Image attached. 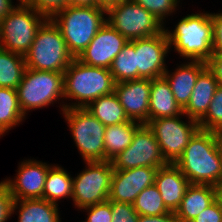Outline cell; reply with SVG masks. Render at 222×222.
I'll return each instance as SVG.
<instances>
[{
    "label": "cell",
    "mask_w": 222,
    "mask_h": 222,
    "mask_svg": "<svg viewBox=\"0 0 222 222\" xmlns=\"http://www.w3.org/2000/svg\"><path fill=\"white\" fill-rule=\"evenodd\" d=\"M216 200L215 187L209 184H190L175 211L177 222H190Z\"/></svg>",
    "instance_id": "cell-21"
},
{
    "label": "cell",
    "mask_w": 222,
    "mask_h": 222,
    "mask_svg": "<svg viewBox=\"0 0 222 222\" xmlns=\"http://www.w3.org/2000/svg\"><path fill=\"white\" fill-rule=\"evenodd\" d=\"M18 164L17 174L4 179L13 200L43 199L46 176L54 164L34 158L23 159Z\"/></svg>",
    "instance_id": "cell-14"
},
{
    "label": "cell",
    "mask_w": 222,
    "mask_h": 222,
    "mask_svg": "<svg viewBox=\"0 0 222 222\" xmlns=\"http://www.w3.org/2000/svg\"><path fill=\"white\" fill-rule=\"evenodd\" d=\"M28 0H16L17 3H26Z\"/></svg>",
    "instance_id": "cell-46"
},
{
    "label": "cell",
    "mask_w": 222,
    "mask_h": 222,
    "mask_svg": "<svg viewBox=\"0 0 222 222\" xmlns=\"http://www.w3.org/2000/svg\"><path fill=\"white\" fill-rule=\"evenodd\" d=\"M152 80L135 79L115 83L114 93L129 120L146 124L149 121V102Z\"/></svg>",
    "instance_id": "cell-17"
},
{
    "label": "cell",
    "mask_w": 222,
    "mask_h": 222,
    "mask_svg": "<svg viewBox=\"0 0 222 222\" xmlns=\"http://www.w3.org/2000/svg\"><path fill=\"white\" fill-rule=\"evenodd\" d=\"M133 207L139 215H163L170 211L166 208L155 184L146 187L136 197Z\"/></svg>",
    "instance_id": "cell-30"
},
{
    "label": "cell",
    "mask_w": 222,
    "mask_h": 222,
    "mask_svg": "<svg viewBox=\"0 0 222 222\" xmlns=\"http://www.w3.org/2000/svg\"><path fill=\"white\" fill-rule=\"evenodd\" d=\"M138 5H141L151 14H153L164 26H167L166 19L173 14H177L180 1L182 0H133ZM176 12V13H175Z\"/></svg>",
    "instance_id": "cell-31"
},
{
    "label": "cell",
    "mask_w": 222,
    "mask_h": 222,
    "mask_svg": "<svg viewBox=\"0 0 222 222\" xmlns=\"http://www.w3.org/2000/svg\"><path fill=\"white\" fill-rule=\"evenodd\" d=\"M172 28L174 29L164 26L170 49L177 52L183 59L207 62L213 55L210 12L199 10L187 14L181 17Z\"/></svg>",
    "instance_id": "cell-1"
},
{
    "label": "cell",
    "mask_w": 222,
    "mask_h": 222,
    "mask_svg": "<svg viewBox=\"0 0 222 222\" xmlns=\"http://www.w3.org/2000/svg\"><path fill=\"white\" fill-rule=\"evenodd\" d=\"M27 5L43 14L46 18H51L58 11L65 9L69 5L68 0H28Z\"/></svg>",
    "instance_id": "cell-34"
},
{
    "label": "cell",
    "mask_w": 222,
    "mask_h": 222,
    "mask_svg": "<svg viewBox=\"0 0 222 222\" xmlns=\"http://www.w3.org/2000/svg\"><path fill=\"white\" fill-rule=\"evenodd\" d=\"M61 114L83 161H104L106 126L85 108H65Z\"/></svg>",
    "instance_id": "cell-8"
},
{
    "label": "cell",
    "mask_w": 222,
    "mask_h": 222,
    "mask_svg": "<svg viewBox=\"0 0 222 222\" xmlns=\"http://www.w3.org/2000/svg\"><path fill=\"white\" fill-rule=\"evenodd\" d=\"M107 22L127 40L146 38L164 31V24L133 0H126L107 10Z\"/></svg>",
    "instance_id": "cell-10"
},
{
    "label": "cell",
    "mask_w": 222,
    "mask_h": 222,
    "mask_svg": "<svg viewBox=\"0 0 222 222\" xmlns=\"http://www.w3.org/2000/svg\"><path fill=\"white\" fill-rule=\"evenodd\" d=\"M112 222H138L139 214L135 211L133 204L111 201Z\"/></svg>",
    "instance_id": "cell-33"
},
{
    "label": "cell",
    "mask_w": 222,
    "mask_h": 222,
    "mask_svg": "<svg viewBox=\"0 0 222 222\" xmlns=\"http://www.w3.org/2000/svg\"><path fill=\"white\" fill-rule=\"evenodd\" d=\"M154 184L159 190L166 208L175 213L190 182L175 164L168 163L158 169Z\"/></svg>",
    "instance_id": "cell-19"
},
{
    "label": "cell",
    "mask_w": 222,
    "mask_h": 222,
    "mask_svg": "<svg viewBox=\"0 0 222 222\" xmlns=\"http://www.w3.org/2000/svg\"><path fill=\"white\" fill-rule=\"evenodd\" d=\"M199 129L212 131L222 125V86H219L205 116L198 122Z\"/></svg>",
    "instance_id": "cell-32"
},
{
    "label": "cell",
    "mask_w": 222,
    "mask_h": 222,
    "mask_svg": "<svg viewBox=\"0 0 222 222\" xmlns=\"http://www.w3.org/2000/svg\"><path fill=\"white\" fill-rule=\"evenodd\" d=\"M126 0H96V6L108 10L110 7L117 5Z\"/></svg>",
    "instance_id": "cell-43"
},
{
    "label": "cell",
    "mask_w": 222,
    "mask_h": 222,
    "mask_svg": "<svg viewBox=\"0 0 222 222\" xmlns=\"http://www.w3.org/2000/svg\"><path fill=\"white\" fill-rule=\"evenodd\" d=\"M58 27L69 52L77 58L107 22V10L98 6H67L50 18Z\"/></svg>",
    "instance_id": "cell-4"
},
{
    "label": "cell",
    "mask_w": 222,
    "mask_h": 222,
    "mask_svg": "<svg viewBox=\"0 0 222 222\" xmlns=\"http://www.w3.org/2000/svg\"><path fill=\"white\" fill-rule=\"evenodd\" d=\"M85 109L105 126H112L129 121L114 92L109 95L100 96L98 99L92 101Z\"/></svg>",
    "instance_id": "cell-26"
},
{
    "label": "cell",
    "mask_w": 222,
    "mask_h": 222,
    "mask_svg": "<svg viewBox=\"0 0 222 222\" xmlns=\"http://www.w3.org/2000/svg\"><path fill=\"white\" fill-rule=\"evenodd\" d=\"M63 75L65 108H86L100 96L114 92L110 69L88 66L75 58Z\"/></svg>",
    "instance_id": "cell-3"
},
{
    "label": "cell",
    "mask_w": 222,
    "mask_h": 222,
    "mask_svg": "<svg viewBox=\"0 0 222 222\" xmlns=\"http://www.w3.org/2000/svg\"><path fill=\"white\" fill-rule=\"evenodd\" d=\"M215 192H216V200L218 201L221 209H222V182L215 185Z\"/></svg>",
    "instance_id": "cell-45"
},
{
    "label": "cell",
    "mask_w": 222,
    "mask_h": 222,
    "mask_svg": "<svg viewBox=\"0 0 222 222\" xmlns=\"http://www.w3.org/2000/svg\"><path fill=\"white\" fill-rule=\"evenodd\" d=\"M13 201L8 185L4 180L0 181V222H7L14 217L12 216Z\"/></svg>",
    "instance_id": "cell-36"
},
{
    "label": "cell",
    "mask_w": 222,
    "mask_h": 222,
    "mask_svg": "<svg viewBox=\"0 0 222 222\" xmlns=\"http://www.w3.org/2000/svg\"><path fill=\"white\" fill-rule=\"evenodd\" d=\"M213 55H222V12H211Z\"/></svg>",
    "instance_id": "cell-37"
},
{
    "label": "cell",
    "mask_w": 222,
    "mask_h": 222,
    "mask_svg": "<svg viewBox=\"0 0 222 222\" xmlns=\"http://www.w3.org/2000/svg\"><path fill=\"white\" fill-rule=\"evenodd\" d=\"M190 222H222V209L218 201L215 200Z\"/></svg>",
    "instance_id": "cell-38"
},
{
    "label": "cell",
    "mask_w": 222,
    "mask_h": 222,
    "mask_svg": "<svg viewBox=\"0 0 222 222\" xmlns=\"http://www.w3.org/2000/svg\"><path fill=\"white\" fill-rule=\"evenodd\" d=\"M47 18L26 3H18L0 20V48L25 55Z\"/></svg>",
    "instance_id": "cell-7"
},
{
    "label": "cell",
    "mask_w": 222,
    "mask_h": 222,
    "mask_svg": "<svg viewBox=\"0 0 222 222\" xmlns=\"http://www.w3.org/2000/svg\"><path fill=\"white\" fill-rule=\"evenodd\" d=\"M15 0H0V20L17 4Z\"/></svg>",
    "instance_id": "cell-42"
},
{
    "label": "cell",
    "mask_w": 222,
    "mask_h": 222,
    "mask_svg": "<svg viewBox=\"0 0 222 222\" xmlns=\"http://www.w3.org/2000/svg\"><path fill=\"white\" fill-rule=\"evenodd\" d=\"M115 83L136 79L135 40L128 41L110 67Z\"/></svg>",
    "instance_id": "cell-29"
},
{
    "label": "cell",
    "mask_w": 222,
    "mask_h": 222,
    "mask_svg": "<svg viewBox=\"0 0 222 222\" xmlns=\"http://www.w3.org/2000/svg\"><path fill=\"white\" fill-rule=\"evenodd\" d=\"M128 41L106 22L76 59L88 66L110 69L113 60Z\"/></svg>",
    "instance_id": "cell-15"
},
{
    "label": "cell",
    "mask_w": 222,
    "mask_h": 222,
    "mask_svg": "<svg viewBox=\"0 0 222 222\" xmlns=\"http://www.w3.org/2000/svg\"><path fill=\"white\" fill-rule=\"evenodd\" d=\"M69 6H96V0H68Z\"/></svg>",
    "instance_id": "cell-44"
},
{
    "label": "cell",
    "mask_w": 222,
    "mask_h": 222,
    "mask_svg": "<svg viewBox=\"0 0 222 222\" xmlns=\"http://www.w3.org/2000/svg\"><path fill=\"white\" fill-rule=\"evenodd\" d=\"M157 171L158 168L154 167L114 169L109 200L133 204L142 190L154 184Z\"/></svg>",
    "instance_id": "cell-16"
},
{
    "label": "cell",
    "mask_w": 222,
    "mask_h": 222,
    "mask_svg": "<svg viewBox=\"0 0 222 222\" xmlns=\"http://www.w3.org/2000/svg\"><path fill=\"white\" fill-rule=\"evenodd\" d=\"M215 140L216 148L222 156V125L211 131Z\"/></svg>",
    "instance_id": "cell-41"
},
{
    "label": "cell",
    "mask_w": 222,
    "mask_h": 222,
    "mask_svg": "<svg viewBox=\"0 0 222 222\" xmlns=\"http://www.w3.org/2000/svg\"><path fill=\"white\" fill-rule=\"evenodd\" d=\"M16 91L20 108L26 117L30 111L42 110L49 105L54 106V103L60 105L57 106L61 108L60 112L65 109L64 75L61 72L26 68Z\"/></svg>",
    "instance_id": "cell-5"
},
{
    "label": "cell",
    "mask_w": 222,
    "mask_h": 222,
    "mask_svg": "<svg viewBox=\"0 0 222 222\" xmlns=\"http://www.w3.org/2000/svg\"><path fill=\"white\" fill-rule=\"evenodd\" d=\"M146 125L153 132L163 158L167 163L172 164L182 155L190 138L199 129L198 122L190 119L184 113L176 117L153 119Z\"/></svg>",
    "instance_id": "cell-11"
},
{
    "label": "cell",
    "mask_w": 222,
    "mask_h": 222,
    "mask_svg": "<svg viewBox=\"0 0 222 222\" xmlns=\"http://www.w3.org/2000/svg\"><path fill=\"white\" fill-rule=\"evenodd\" d=\"M219 87L214 74L206 67L197 77L194 89L183 113L199 122L208 111L209 105Z\"/></svg>",
    "instance_id": "cell-20"
},
{
    "label": "cell",
    "mask_w": 222,
    "mask_h": 222,
    "mask_svg": "<svg viewBox=\"0 0 222 222\" xmlns=\"http://www.w3.org/2000/svg\"><path fill=\"white\" fill-rule=\"evenodd\" d=\"M142 123L129 120L125 123L105 127L104 161L113 160L120 152L130 146L134 134Z\"/></svg>",
    "instance_id": "cell-24"
},
{
    "label": "cell",
    "mask_w": 222,
    "mask_h": 222,
    "mask_svg": "<svg viewBox=\"0 0 222 222\" xmlns=\"http://www.w3.org/2000/svg\"><path fill=\"white\" fill-rule=\"evenodd\" d=\"M113 168L128 170L137 167L161 168L168 163L163 158L153 132L143 124L134 134L129 147L111 160Z\"/></svg>",
    "instance_id": "cell-12"
},
{
    "label": "cell",
    "mask_w": 222,
    "mask_h": 222,
    "mask_svg": "<svg viewBox=\"0 0 222 222\" xmlns=\"http://www.w3.org/2000/svg\"><path fill=\"white\" fill-rule=\"evenodd\" d=\"M174 164L190 184L215 186L222 182V156L211 131L198 129Z\"/></svg>",
    "instance_id": "cell-2"
},
{
    "label": "cell",
    "mask_w": 222,
    "mask_h": 222,
    "mask_svg": "<svg viewBox=\"0 0 222 222\" xmlns=\"http://www.w3.org/2000/svg\"><path fill=\"white\" fill-rule=\"evenodd\" d=\"M184 61L180 65L176 64L177 68L174 67V72L167 68L163 75L168 81L175 100L182 110L190 100L197 77L207 67L206 62L203 61Z\"/></svg>",
    "instance_id": "cell-18"
},
{
    "label": "cell",
    "mask_w": 222,
    "mask_h": 222,
    "mask_svg": "<svg viewBox=\"0 0 222 222\" xmlns=\"http://www.w3.org/2000/svg\"><path fill=\"white\" fill-rule=\"evenodd\" d=\"M24 58L26 68L61 73L75 59L69 52L62 33L50 18L38 28Z\"/></svg>",
    "instance_id": "cell-6"
},
{
    "label": "cell",
    "mask_w": 222,
    "mask_h": 222,
    "mask_svg": "<svg viewBox=\"0 0 222 222\" xmlns=\"http://www.w3.org/2000/svg\"><path fill=\"white\" fill-rule=\"evenodd\" d=\"M206 64L207 68L214 74L219 86H222V55H212Z\"/></svg>",
    "instance_id": "cell-39"
},
{
    "label": "cell",
    "mask_w": 222,
    "mask_h": 222,
    "mask_svg": "<svg viewBox=\"0 0 222 222\" xmlns=\"http://www.w3.org/2000/svg\"><path fill=\"white\" fill-rule=\"evenodd\" d=\"M170 45L165 31L158 35L135 40L136 79L162 77L168 66L166 58Z\"/></svg>",
    "instance_id": "cell-13"
},
{
    "label": "cell",
    "mask_w": 222,
    "mask_h": 222,
    "mask_svg": "<svg viewBox=\"0 0 222 222\" xmlns=\"http://www.w3.org/2000/svg\"><path fill=\"white\" fill-rule=\"evenodd\" d=\"M59 205L45 199L14 200L12 215L18 214L17 222H62Z\"/></svg>",
    "instance_id": "cell-23"
},
{
    "label": "cell",
    "mask_w": 222,
    "mask_h": 222,
    "mask_svg": "<svg viewBox=\"0 0 222 222\" xmlns=\"http://www.w3.org/2000/svg\"><path fill=\"white\" fill-rule=\"evenodd\" d=\"M24 120L26 116L20 108L17 91L0 87V139Z\"/></svg>",
    "instance_id": "cell-27"
},
{
    "label": "cell",
    "mask_w": 222,
    "mask_h": 222,
    "mask_svg": "<svg viewBox=\"0 0 222 222\" xmlns=\"http://www.w3.org/2000/svg\"><path fill=\"white\" fill-rule=\"evenodd\" d=\"M138 222H177V219L174 212H169L154 216L139 215Z\"/></svg>",
    "instance_id": "cell-40"
},
{
    "label": "cell",
    "mask_w": 222,
    "mask_h": 222,
    "mask_svg": "<svg viewBox=\"0 0 222 222\" xmlns=\"http://www.w3.org/2000/svg\"><path fill=\"white\" fill-rule=\"evenodd\" d=\"M183 110L177 104L171 87L164 76L152 79L149 102V121L163 117H176Z\"/></svg>",
    "instance_id": "cell-22"
},
{
    "label": "cell",
    "mask_w": 222,
    "mask_h": 222,
    "mask_svg": "<svg viewBox=\"0 0 222 222\" xmlns=\"http://www.w3.org/2000/svg\"><path fill=\"white\" fill-rule=\"evenodd\" d=\"M26 69L24 55L0 48V87L15 89Z\"/></svg>",
    "instance_id": "cell-28"
},
{
    "label": "cell",
    "mask_w": 222,
    "mask_h": 222,
    "mask_svg": "<svg viewBox=\"0 0 222 222\" xmlns=\"http://www.w3.org/2000/svg\"><path fill=\"white\" fill-rule=\"evenodd\" d=\"M64 167L55 164L48 170L43 199L59 205L62 199H72L73 179Z\"/></svg>",
    "instance_id": "cell-25"
},
{
    "label": "cell",
    "mask_w": 222,
    "mask_h": 222,
    "mask_svg": "<svg viewBox=\"0 0 222 222\" xmlns=\"http://www.w3.org/2000/svg\"><path fill=\"white\" fill-rule=\"evenodd\" d=\"M85 168L72 177V204L77 211L108 201L114 171L111 161H84Z\"/></svg>",
    "instance_id": "cell-9"
},
{
    "label": "cell",
    "mask_w": 222,
    "mask_h": 222,
    "mask_svg": "<svg viewBox=\"0 0 222 222\" xmlns=\"http://www.w3.org/2000/svg\"><path fill=\"white\" fill-rule=\"evenodd\" d=\"M80 211L86 212L87 222H112L111 204L108 201L82 208Z\"/></svg>",
    "instance_id": "cell-35"
}]
</instances>
